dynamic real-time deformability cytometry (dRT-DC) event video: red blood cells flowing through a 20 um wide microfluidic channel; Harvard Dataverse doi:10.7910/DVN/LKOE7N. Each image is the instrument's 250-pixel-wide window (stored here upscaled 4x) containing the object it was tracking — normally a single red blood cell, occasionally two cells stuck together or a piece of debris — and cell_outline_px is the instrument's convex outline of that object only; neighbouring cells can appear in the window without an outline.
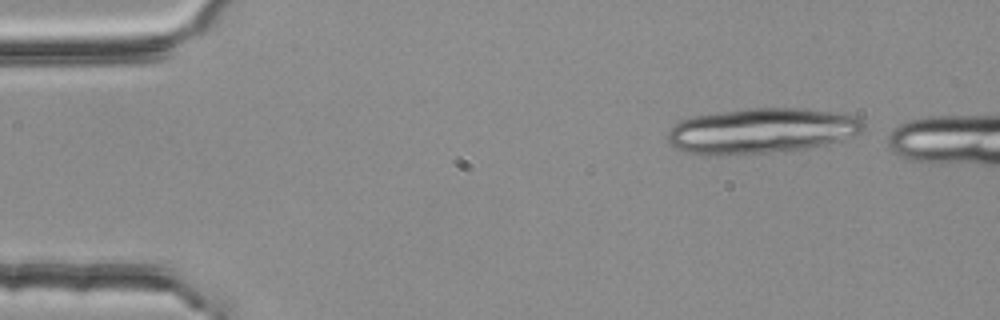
{"species": "common noctule bat (a hibernating species)", "species_latin": "Nyctalus noctula", "temperature_condition": "room temperature", "stored_images_in_passage": 4, "camera_frame_rate_fps": 3000, "um_per_image_px": 0.085, "animal": {"sex": "female", "body_mass_g": 25.1}, "frame": {"image": 1, "passage_image": 1, "time_ms": 0.0, "image_size_px": [1000, 320], "cell_outline_px": [[864, 128], [860, 132], [852, 136], [840, 140], [824, 144], [804, 148], [764, 152], [708, 156], [688, 152], [676, 148], [668, 144], [668, 132], [680, 120], [692, 116], [748, 108], [800, 108], [856, 116], [864, 124]], "centroid_in_image_um": [64.67, 11.11], "position_along_channel_um": 20.3, "area_um2": 51.04}}